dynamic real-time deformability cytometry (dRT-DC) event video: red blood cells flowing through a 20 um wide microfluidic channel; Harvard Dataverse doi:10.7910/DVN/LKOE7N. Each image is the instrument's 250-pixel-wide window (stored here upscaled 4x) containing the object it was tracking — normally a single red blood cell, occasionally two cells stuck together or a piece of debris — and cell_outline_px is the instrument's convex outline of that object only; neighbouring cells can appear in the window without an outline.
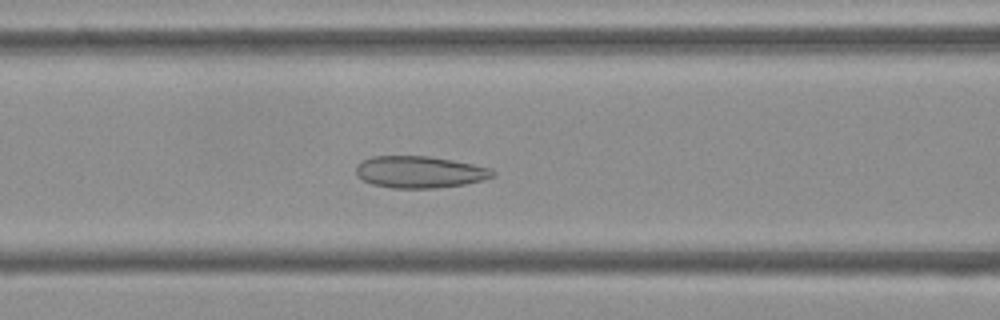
{"species": "Egyptian fruit bat (a non-hibernating species)", "species_latin": "Rousettus aegyptiacus", "temperature_condition": "cold", "stored_images_in_passage": 54, "camera_frame_rate_fps": 3000, "um_per_image_px": 0.085, "frame": {"image": 1, "passage_image": 22, "time_ms": 7.0, "image_size_px": [1000, 320], "cell_outline_px": [[496, 176], [484, 180], [464, 184], [436, 188], [392, 188], [372, 184], [356, 176], [356, 164], [372, 156], [428, 156], [452, 160], [492, 168], [496, 172]], "centroid_in_image_um": [35.69, 14.62], "position_along_channel_um": 130.9, "area_um2": 25.49}}
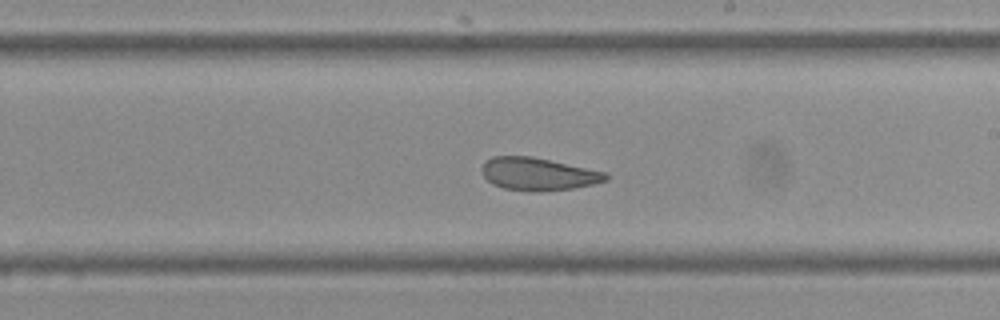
{"frame": {"image": 2, "passage_image": 31, "time_ms": 10.0, "image_size_px": [1000, 320], "cell_outline_px": [[608, 180], [592, 184], [572, 188], [540, 192], [536, 192], [504, 188], [492, 184], [484, 176], [480, 168], [484, 160], [492, 156], [532, 156], [608, 172]], "centroid_in_image_um": [45.73, 14.78], "position_along_channel_um": 243.3, "area_um2": 23.81}}
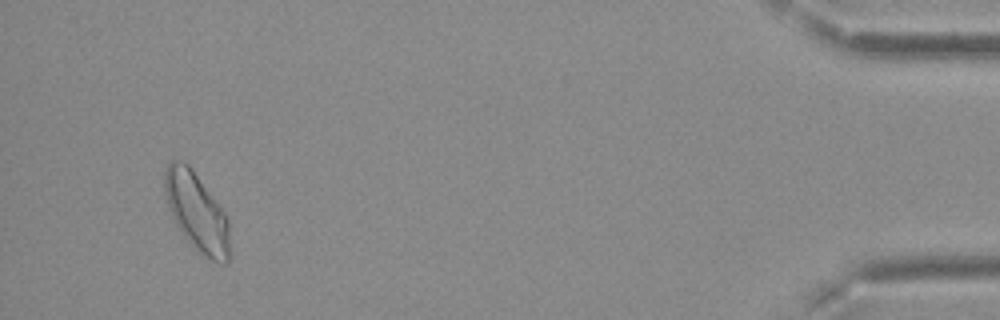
{"frame": {"image": 3, "passage_image": 51, "time_ms": 16.667, "image_size_px": [1000, 320], "cell_outline_px": [[232, 256], [228, 264], [216, 264], [200, 256], [180, 232], [172, 220], [168, 208], [164, 192], [164, 172], [168, 160], [184, 160], [192, 168], [224, 212], [228, 220]], "centroid_in_image_um": [16.73, 18.1], "position_along_channel_um": 418.5, "area_um2": 30.92}, "authors_computed_cell_mechanics": {"area_um2": 26.4724, "velocity_mm_per_s": 3.7481, "shape_relaxation_time_tau1_ms": null, "shape_relaxation_time_tau2_ms": 1.6489, "deformation_change_tau1": null, "deformation_change_tau2": 0.0729}}